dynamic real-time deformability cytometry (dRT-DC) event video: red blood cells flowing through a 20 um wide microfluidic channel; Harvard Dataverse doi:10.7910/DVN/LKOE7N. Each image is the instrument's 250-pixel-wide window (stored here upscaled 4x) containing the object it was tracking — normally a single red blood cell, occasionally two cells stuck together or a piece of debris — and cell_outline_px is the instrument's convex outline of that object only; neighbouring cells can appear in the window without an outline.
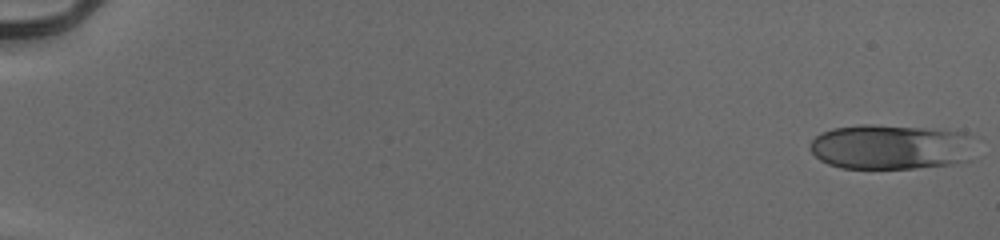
{"species": "human", "species_latin": "Homo sapiens", "temperature_condition": "cold", "stored_images_in_passage": 54, "camera_frame_rate_fps": 3000, "um_per_image_px": 0.085, "donor": {"sex": "male"}, "frame": {"image": 1, "passage_image": 1, "time_ms": 0.0, "image_size_px": [1000, 240], "cell_outline_px": [[972, 160], [952, 164], [912, 168], [840, 168], [828, 164], [820, 160], [808, 148], [812, 140], [816, 136], [832, 128], [864, 124], [872, 124], [924, 128], [964, 132], [968, 136]], "centroid_in_image_um": [75.67, 12.49], "position_along_channel_um": 9.3, "area_um2": 43.12}}
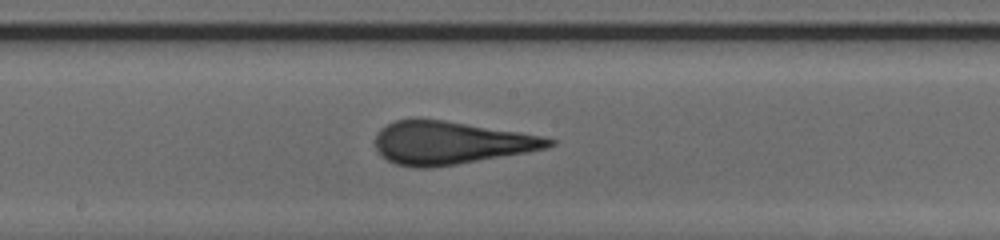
{"frame": {"image": 2, "passage_image": 31, "time_ms": 10.0, "image_size_px": [1000, 240], "cell_outline_px": [[556, 144], [548, 148], [528, 152], [456, 164], [428, 168], [412, 168], [396, 164], [380, 156], [376, 148], [376, 136], [380, 128], [396, 120], [416, 116], [420, 116], [520, 132], [544, 136], [556, 140]], "centroid_in_image_um": [38.28, 12.11], "position_along_channel_um": 209.9, "area_um2": 44.04}}
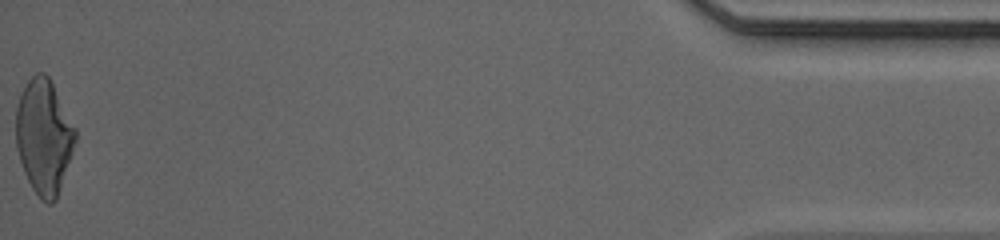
{"frame": {"image": 3, "passage_image": 54, "time_ms": 17.667, "image_size_px": [1000, 240], "cell_outline_px": [[76, 140], [56, 200], [52, 204], [48, 204], [40, 200], [32, 188], [24, 172], [16, 148], [16, 108], [20, 96], [28, 80], [36, 72], [44, 72], [48, 76], [76, 128]], "centroid_in_image_um": [3.72, 11.63], "position_along_channel_um": 431.5, "area_um2": 39.48}, "authors_computed_cell_mechanics": {"area_um2": 42.5697, "velocity_mm_per_s": 3.9819, "shape_relaxation_time_tau1_ms": 5.6944, "shape_relaxation_time_tau2_ms": 0.767, "deformation_change_tau1": 0.2358, "deformation_change_tau2": 0.099}}